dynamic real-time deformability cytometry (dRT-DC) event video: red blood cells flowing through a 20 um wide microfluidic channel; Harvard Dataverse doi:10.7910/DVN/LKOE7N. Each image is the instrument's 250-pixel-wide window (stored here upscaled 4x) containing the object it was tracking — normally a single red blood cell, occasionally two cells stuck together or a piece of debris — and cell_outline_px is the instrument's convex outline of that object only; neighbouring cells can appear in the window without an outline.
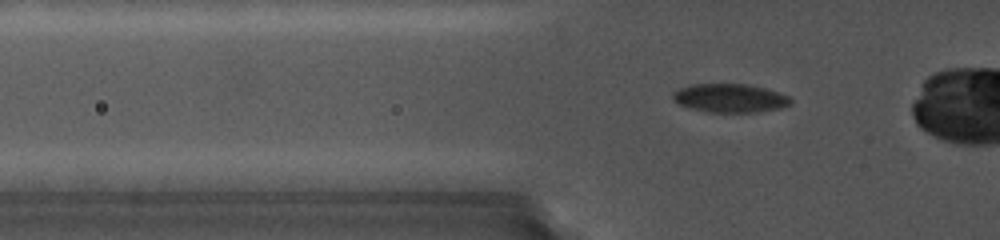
{"species": "common noctule bat (a hibernating species)", "species_latin": "Nyctalus noctula", "temperature_condition": "cold", "stored_images_in_passage": 65, "camera_frame_rate_fps": 5000, "um_per_image_px": 0.085, "animal": {"sex": "female", "body_mass_g": 19.0, "forearm_length_mm": 56.7}, "frame": {"image": 1, "passage_image": 11, "time_ms": 2.0, "image_size_px": [1000, 240], "cell_outline_px": [[792, 100], [788, 104], [780, 108], [760, 112], [708, 112], [692, 108], [680, 104], [672, 96], [680, 88], [692, 84], [744, 84], [764, 88], [788, 96]], "centroid_in_image_um": [62.06, 8.34], "position_along_channel_um": 63.7, "area_um2": 19.19}}
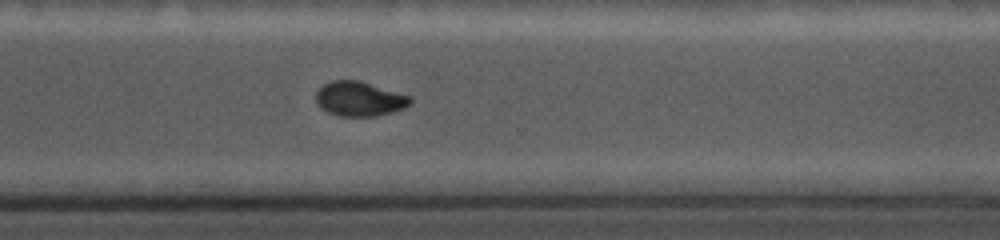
{"frame": {"image": 2, "passage_image": 49, "time_ms": 9.6, "image_size_px": [1000, 240], "cell_outline_px": [[412, 100], [404, 108], [392, 112], [376, 116], [340, 116], [328, 112], [320, 108], [316, 104], [316, 92], [324, 84], [332, 80], [360, 80], [412, 96]], "centroid_in_image_um": [30.55, 8.4], "position_along_channel_um": 340.1, "area_um2": 19.13}}
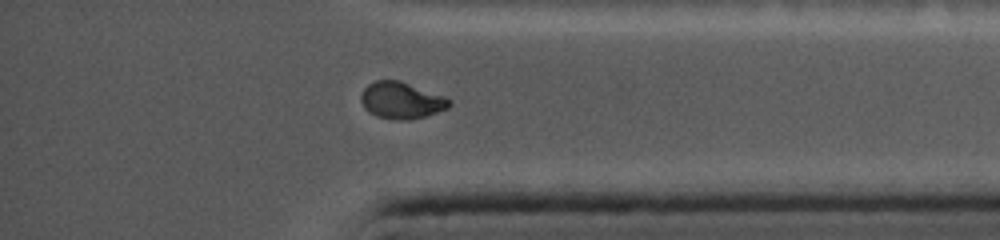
{"frame": {"image": 3, "passage_image": 57, "time_ms": 11.2, "image_size_px": [1000, 240], "cell_outline_px": [[452, 104], [448, 108], [424, 116], [408, 120], [400, 120], [376, 116], [368, 112], [364, 108], [360, 100], [360, 96], [364, 88], [368, 84], [376, 80], [400, 80], [444, 96], [452, 100]], "centroid_in_image_um": [34.1, 8.52], "position_along_channel_um": 401.1, "area_um2": 18.9}}